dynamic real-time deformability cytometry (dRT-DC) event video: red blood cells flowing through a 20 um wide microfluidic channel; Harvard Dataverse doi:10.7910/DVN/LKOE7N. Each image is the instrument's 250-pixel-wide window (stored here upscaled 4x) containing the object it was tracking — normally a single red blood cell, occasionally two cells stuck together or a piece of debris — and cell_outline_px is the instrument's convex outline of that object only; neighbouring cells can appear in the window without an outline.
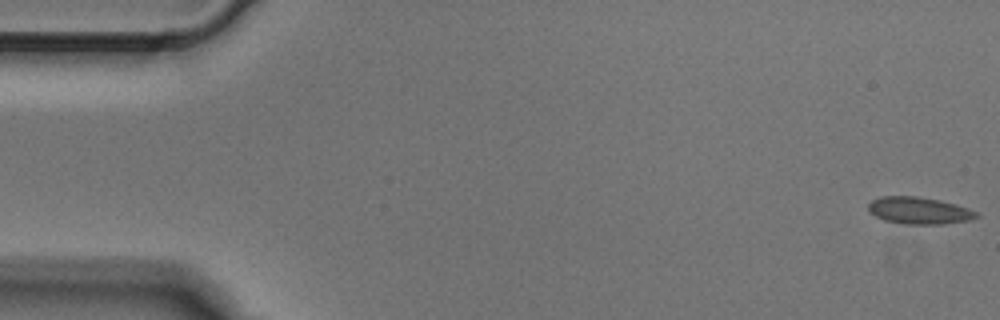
{"species": "Egyptian fruit bat (a non-hibernating species)", "species_latin": "Rousettus aegyptiacus", "temperature_condition": "cold", "stored_images_in_passage": 7, "camera_frame_rate_fps": 3000, "um_per_image_px": 0.085, "animal": {"sex": "male"}, "frame": {"image": 1, "passage_image": 1, "time_ms": 0.0, "image_size_px": [1000, 320], "cell_outline_px": [[980, 216], [968, 220], [940, 224], [904, 224], [884, 220], [868, 212], [868, 204], [872, 200], [880, 196], [916, 196], [940, 200], [956, 204], [980, 212]], "centroid_in_image_um": [78.12, 17.89], "position_along_channel_um": 6.9, "area_um2": 17.11}}
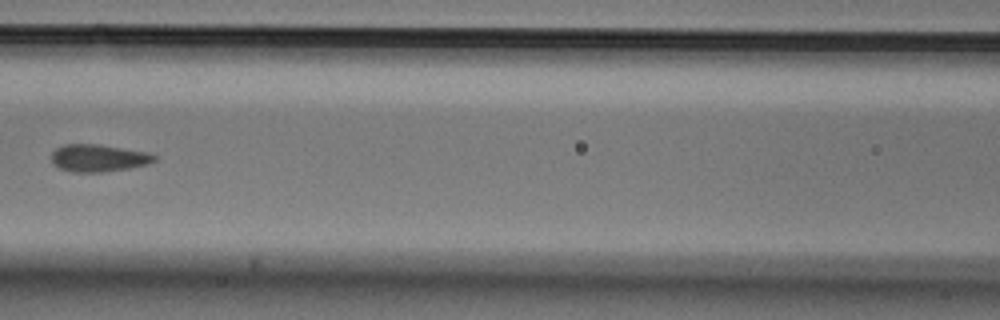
{"frame": {"image": 2, "passage_image": 6, "time_ms": 1.667, "image_size_px": [1000, 320], "cell_outline_px": [[156, 160], [148, 164], [128, 168], [100, 172], [72, 172], [60, 168], [52, 160], [52, 152], [56, 148], [64, 144], [100, 144], [148, 152], [156, 156]], "centroid_in_image_um": [8.38, 13.42], "position_along_channel_um": 158.2, "area_um2": 16.3}}
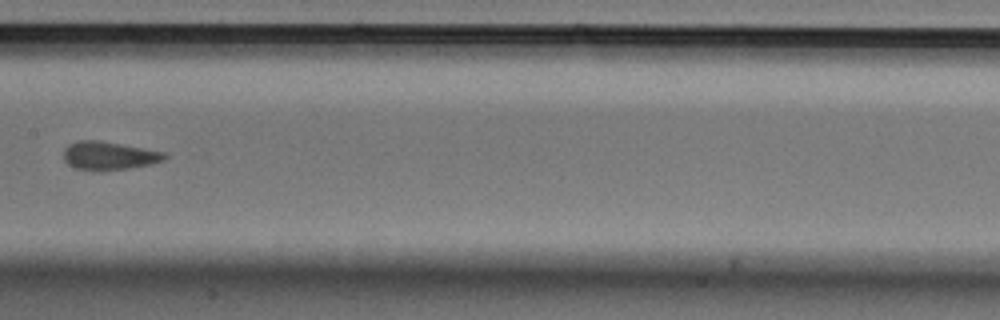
{"frame": {"image": 3, "passage_image": 7, "time_ms": 2.0, "image_size_px": [1000, 320], "cell_outline_px": [[168, 156], [164, 160], [152, 164], [128, 168], [100, 172], [96, 172], [76, 168], [68, 164], [64, 160], [64, 148], [68, 144], [80, 140], [100, 140], [164, 152]], "centroid_in_image_um": [9.24, 13.25], "position_along_channel_um": 198.2, "area_um2": 16.88}}